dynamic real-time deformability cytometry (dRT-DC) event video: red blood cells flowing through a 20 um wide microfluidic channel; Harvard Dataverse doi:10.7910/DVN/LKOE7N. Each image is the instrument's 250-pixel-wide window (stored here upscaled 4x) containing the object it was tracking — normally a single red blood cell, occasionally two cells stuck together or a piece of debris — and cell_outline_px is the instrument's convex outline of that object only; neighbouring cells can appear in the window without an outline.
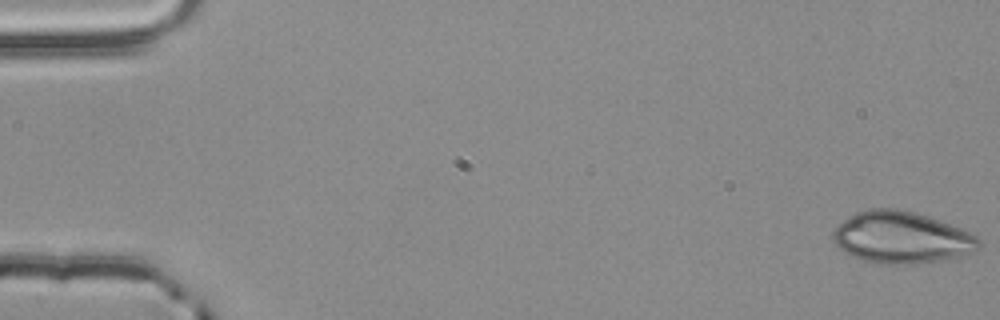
{"species": "common noctule bat (a hibernating species)", "species_latin": "Nyctalus noctula", "temperature_condition": "room temperature", "stored_images_in_passage": 4, "camera_frame_rate_fps": 3000, "um_per_image_px": 0.085, "animal": {"sex": "male", "body_mass_g": 20.4}, "frame": {"image": 1, "passage_image": 1, "time_ms": 0.0, "image_size_px": [1000, 320], "cell_outline_px": [[980, 248], [976, 252], [964, 256], [940, 260], [896, 264], [884, 264], [864, 260], [840, 248], [832, 240], [832, 232], [844, 220], [856, 212], [872, 208], [896, 208], [916, 212], [940, 220], [960, 228], [976, 236], [980, 240]], "centroid_in_image_um": [76.67, 20.17], "position_along_channel_um": 8.3, "area_um2": 43.64}}